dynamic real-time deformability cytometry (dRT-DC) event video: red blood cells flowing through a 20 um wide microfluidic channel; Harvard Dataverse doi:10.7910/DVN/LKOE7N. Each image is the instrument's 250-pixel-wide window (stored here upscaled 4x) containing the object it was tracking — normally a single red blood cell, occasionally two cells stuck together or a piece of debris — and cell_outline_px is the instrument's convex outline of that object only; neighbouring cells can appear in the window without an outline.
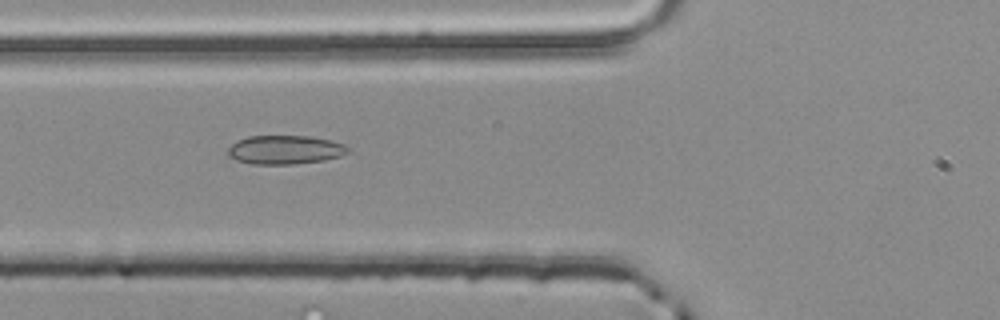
{"species": "common noctule bat (a hibernating species)", "species_latin": "Nyctalus noctula", "temperature_condition": "room temperature", "stored_images_in_passage": 7, "segment_of_instrument_passage": [2, 2], "camera_frame_rate_fps": 3000, "um_per_image_px": 0.085, "animal": {"sex": "male", "body_mass_g": 20.4}, "frame": {"image": 1, "passage_image": 7, "time_ms": 2.0, "image_size_px": [1000, 320], "cell_outline_px": [[348, 152], [340, 156], [324, 160], [292, 164], [252, 164], [236, 160], [228, 156], [228, 148], [236, 140], [248, 136], [312, 136], [344, 144], [348, 148]], "centroid_in_image_um": [24.19, 12.73], "position_along_channel_um": 101.6, "area_um2": 20.11}}